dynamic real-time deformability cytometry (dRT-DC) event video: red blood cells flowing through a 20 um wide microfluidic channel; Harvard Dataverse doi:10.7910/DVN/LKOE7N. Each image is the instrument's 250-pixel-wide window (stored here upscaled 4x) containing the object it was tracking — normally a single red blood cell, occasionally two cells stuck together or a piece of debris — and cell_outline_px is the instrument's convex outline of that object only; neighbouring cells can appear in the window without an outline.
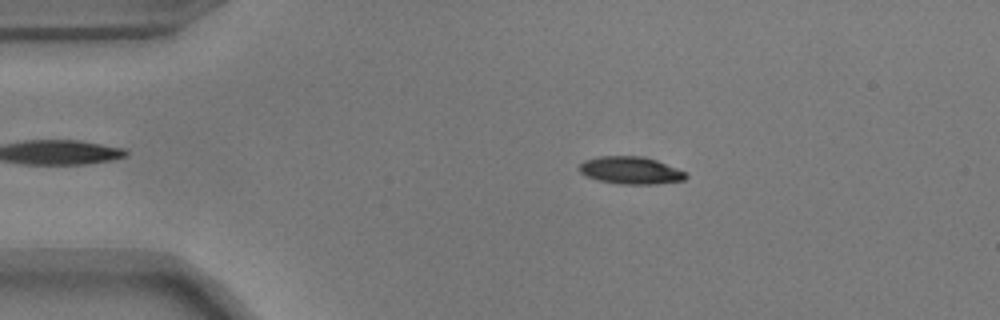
{"species": "common noctule bat (a hibernating species)", "species_latin": "Nyctalus noctula", "temperature_condition": "warm", "stored_images_in_passage": 54, "camera_frame_rate_fps": 3000, "um_per_image_px": 0.085, "animal": {"sex": "male", "body_mass_g": 17.9}, "frame": {"image": 1, "passage_image": 10, "time_ms": 3.0, "image_size_px": [1000, 320], "cell_outline_px": [[688, 176], [684, 180], [656, 184], [620, 184], [600, 180], [588, 176], [580, 172], [580, 164], [584, 160], [596, 156], [644, 156], [656, 160], [676, 168], [684, 172]], "centroid_in_image_um": [53.6, 14.47], "position_along_channel_um": 31.4, "area_um2": 16.88}}
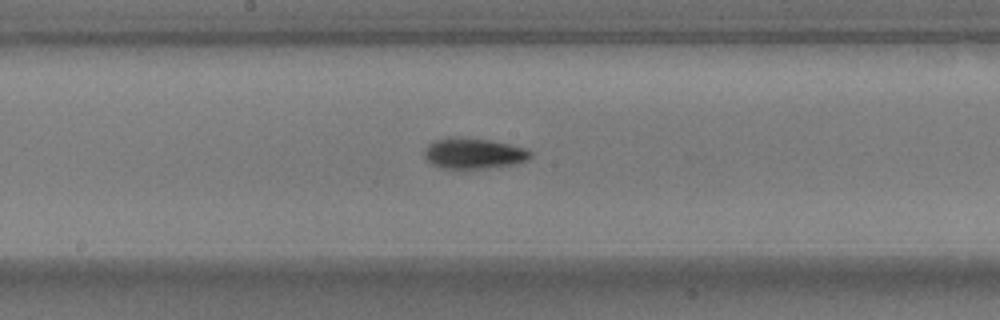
{"frame": {"image": 2, "passage_image": 28, "time_ms": 9.0, "image_size_px": [1000, 320], "cell_outline_px": [[532, 156], [528, 160], [516, 164], [484, 168], [444, 168], [432, 164], [424, 156], [424, 148], [432, 140], [448, 136], [456, 136], [492, 140], [528, 148], [532, 152]], "centroid_in_image_um": [40.27, 13.01], "position_along_channel_um": 207.9, "area_um2": 19.36}}
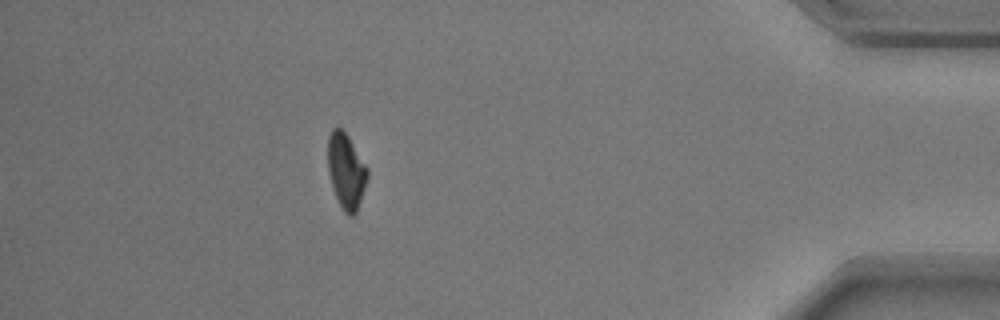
{"frame": {"image": 3, "passage_image": 48, "time_ms": 15.667, "image_size_px": [1000, 320], "cell_outline_px": [[368, 176], [356, 212], [352, 216], [348, 216], [344, 212], [336, 196], [328, 172], [328, 136], [332, 128], [344, 128], [368, 168]], "centroid_in_image_um": [29.42, 14.48], "position_along_channel_um": 405.8, "area_um2": 17.28}, "authors_computed_cell_mechanics": {"area_um2": 17.5712, "velocity_mm_per_s": 3.7131, "shape_relaxation_time_tau1_ms": 3.3273, "shape_relaxation_time_tau2_ms": 5.2355, "deformation_change_tau1": 0.1464, "deformation_change_tau2": 0.1148}}